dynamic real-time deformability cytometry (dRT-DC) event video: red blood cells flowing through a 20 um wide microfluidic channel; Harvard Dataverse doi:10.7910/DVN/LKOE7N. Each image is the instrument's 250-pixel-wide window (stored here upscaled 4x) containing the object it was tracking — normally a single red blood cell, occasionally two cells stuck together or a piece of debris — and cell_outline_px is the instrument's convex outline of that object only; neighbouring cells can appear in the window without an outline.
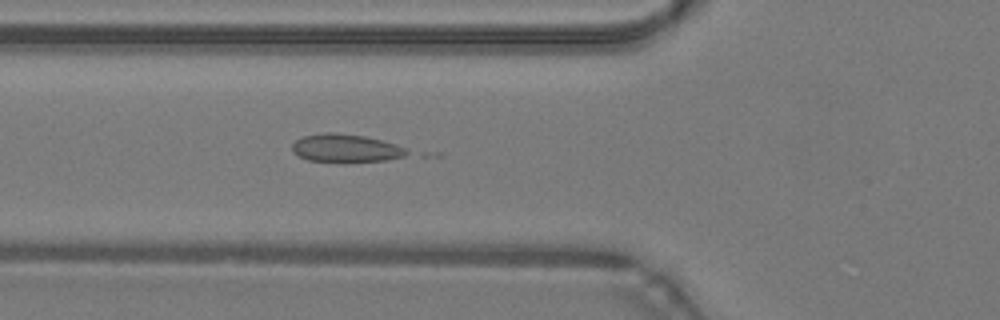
{"species": "common noctule bat (a hibernating species)", "species_latin": "Nyctalus noctula", "temperature_condition": "warm", "stored_images_in_passage": 35, "camera_frame_rate_fps": 3000, "um_per_image_px": 0.085, "animal": {"sex": "male", "body_mass_g": 19.2, "forearm_length_mm": 51.8}, "frame": {"image": 1, "passage_image": 5, "time_ms": 1.333, "image_size_px": [1000, 320], "cell_outline_px": [[428, 156], [388, 160], [308, 160], [292, 152], [292, 144], [296, 140], [304, 136], [324, 132], [336, 132], [364, 136], [384, 140], [428, 152]], "centroid_in_image_um": [29.84, 12.59], "position_along_channel_um": 96.0, "area_um2": 19.83}}
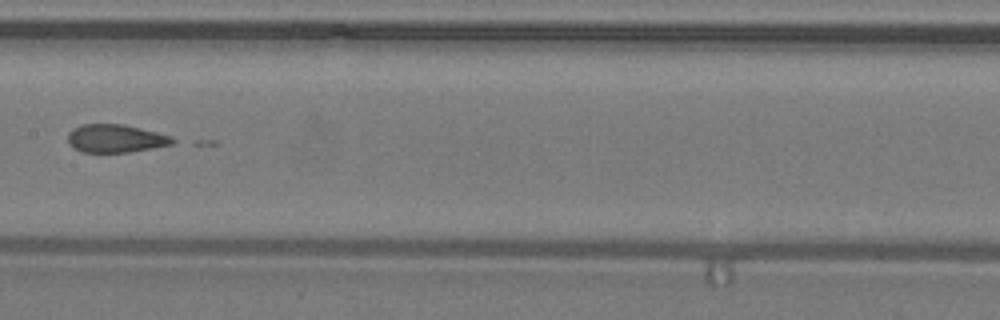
{"frame": {"image": 2, "passage_image": 12, "time_ms": 3.667, "image_size_px": [1000, 320], "cell_outline_px": [[180, 140], [172, 144], [152, 148], [128, 152], [84, 152], [68, 144], [68, 132], [72, 128], [84, 124], [124, 124], [172, 136]], "centroid_in_image_um": [9.85, 11.76], "position_along_channel_um": 197.5, "area_um2": 17.17}}
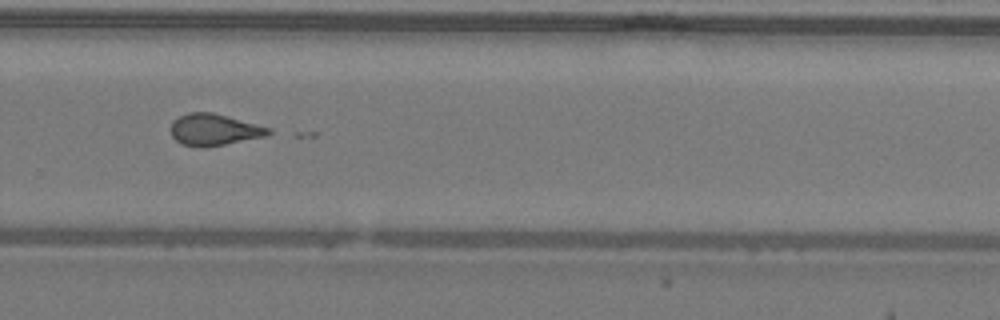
{"frame": {"image": 3, "passage_image": 20, "time_ms": 6.333, "image_size_px": [1000, 320], "cell_outline_px": [[272, 132], [268, 136], [204, 148], [200, 148], [180, 144], [172, 136], [172, 120], [188, 112], [212, 112], [272, 128]], "centroid_in_image_um": [18.22, 11.03], "position_along_channel_um": 311.6, "area_um2": 18.15}, "authors_computed_cell_mechanics": {"area_um2": 18.0914, "velocity_mm_per_s": 4.32, "shape_relaxation_time_tau1_ms": 2.4308, "shape_relaxation_time_tau2_ms": null, "deformation_change_tau1": 0.1563, "deformation_change_tau2": null}}